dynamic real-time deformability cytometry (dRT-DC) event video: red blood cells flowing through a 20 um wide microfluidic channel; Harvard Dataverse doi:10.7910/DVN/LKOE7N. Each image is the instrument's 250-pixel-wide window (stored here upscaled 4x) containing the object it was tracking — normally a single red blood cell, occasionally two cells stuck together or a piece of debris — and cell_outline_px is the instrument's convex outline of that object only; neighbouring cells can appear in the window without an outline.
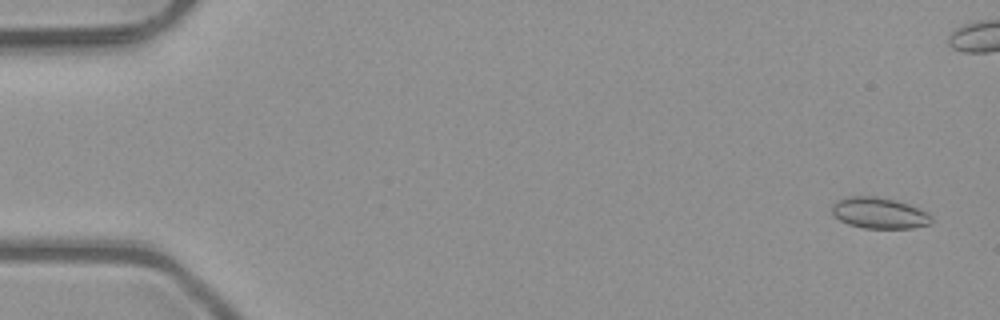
{"species": "common noctule bat (a hibernating species)", "species_latin": "Nyctalus noctula", "temperature_condition": "room temperature", "stored_images_in_passage": 52, "camera_frame_rate_fps": 3000, "um_per_image_px": 0.085, "animal": {"sex": "male", "body_mass_g": 23.1, "forearm_length_mm": 52.7}, "frame": {"image": 1, "passage_image": 2, "time_ms": 0.333, "image_size_px": [1000, 320], "cell_outline_px": [[932, 224], [912, 228], [864, 228], [848, 224], [840, 220], [832, 212], [832, 204], [836, 200], [848, 196], [876, 196], [896, 200], [908, 204], [928, 212], [932, 216]], "centroid_in_image_um": [74.75, 18.1], "position_along_channel_um": 10.2, "area_um2": 18.15}}
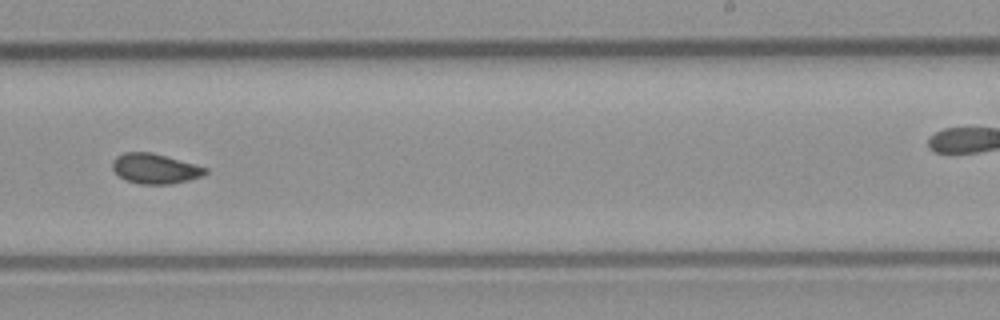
{"frame": {"image": 2, "passage_image": 32, "time_ms": 10.333, "image_size_px": [1000, 320], "cell_outline_px": [[208, 172], [204, 176], [172, 184], [140, 184], [124, 180], [112, 168], [112, 160], [116, 156], [124, 152], [152, 152], [208, 168]], "centroid_in_image_um": [13.18, 14.33], "position_along_channel_um": 275.8, "area_um2": 16.36}}
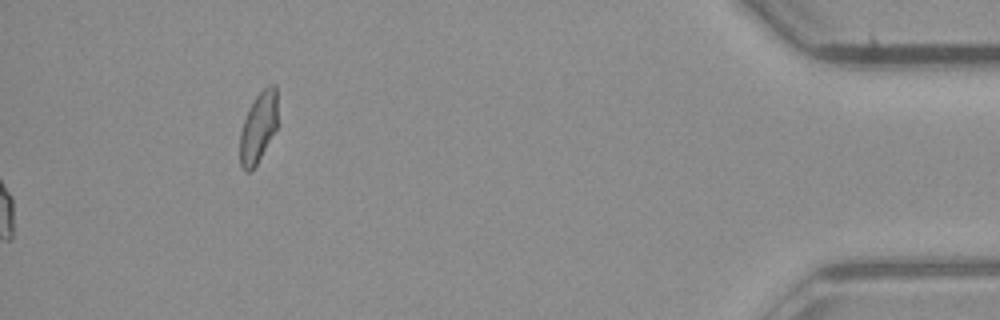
{"frame": {"image": 3, "passage_image": 52, "time_ms": 17.0, "image_size_px": [1000, 320], "cell_outline_px": [[276, 128], [256, 164], [248, 172], [244, 172], [240, 164], [240, 132], [244, 120], [256, 96], [268, 84], [276, 84]], "centroid_in_image_um": [21.94, 10.82], "position_along_channel_um": 413.3, "area_um2": 14.97}, "authors_computed_cell_mechanics": {"area_um2": 16.3574, "velocity_mm_per_s": 4.076, "shape_relaxation_time_tau1_ms": null, "shape_relaxation_time_tau2_ms": 2.3566, "deformation_change_tau1": null, "deformation_change_tau2": 0.0347}}